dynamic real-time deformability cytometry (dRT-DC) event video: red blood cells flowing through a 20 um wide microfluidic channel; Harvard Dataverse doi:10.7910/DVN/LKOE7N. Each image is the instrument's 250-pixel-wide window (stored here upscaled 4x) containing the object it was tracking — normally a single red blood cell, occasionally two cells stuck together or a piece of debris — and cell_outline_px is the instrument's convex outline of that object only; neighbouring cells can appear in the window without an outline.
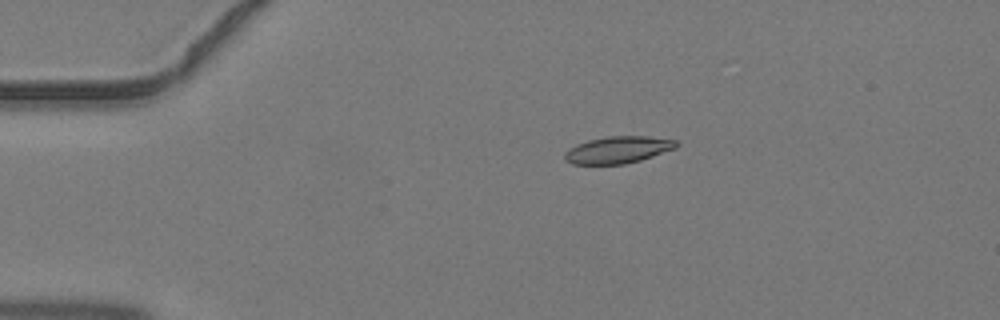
{"species": "common noctule bat (a hibernating species)", "species_latin": "Nyctalus noctula", "temperature_condition": "warm", "stored_images_in_passage": 2, "camera_frame_rate_fps": 3000, "um_per_image_px": 0.085, "animal": {"sex": "male", "body_mass_g": 19.2, "forearm_length_mm": 51.8}, "frame": {"image": 1, "passage_image": 1, "time_ms": 0.0, "image_size_px": [1000, 320], "cell_outline_px": [[680, 144], [676, 148], [640, 160], [624, 164], [572, 164], [564, 160], [564, 152], [576, 144], [588, 140], [608, 136], [648, 136], [676, 140]], "centroid_in_image_um": [52.52, 12.73], "position_along_channel_um": 32.5, "area_um2": 17.57}}